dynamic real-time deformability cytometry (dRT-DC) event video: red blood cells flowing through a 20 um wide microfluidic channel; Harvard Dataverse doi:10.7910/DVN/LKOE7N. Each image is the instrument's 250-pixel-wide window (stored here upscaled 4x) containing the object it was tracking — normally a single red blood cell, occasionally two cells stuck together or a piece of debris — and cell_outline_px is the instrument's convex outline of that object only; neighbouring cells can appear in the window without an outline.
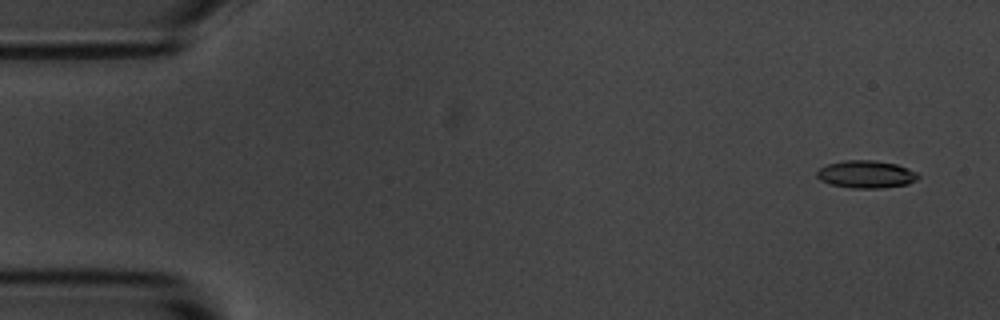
{"species": "common noctule bat (a hibernating species)", "species_latin": "Nyctalus noctula", "temperature_condition": "room temperature", "stored_images_in_passage": 5, "camera_frame_rate_fps": 3000, "um_per_image_px": 0.085, "animal": {"sex": "male", "body_mass_g": 20.1, "forearm_length_mm": 53.5}, "frame": {"image": 1, "passage_image": 1, "time_ms": 0.0, "image_size_px": [1000, 320], "cell_outline_px": [[920, 176], [916, 180], [908, 184], [880, 188], [852, 188], [832, 184], [820, 180], [816, 176], [816, 172], [820, 168], [828, 164], [844, 160], [876, 160], [896, 164], [908, 168], [916, 172]], "centroid_in_image_um": [73.63, 14.81], "position_along_channel_um": 11.4, "area_um2": 16.24}}
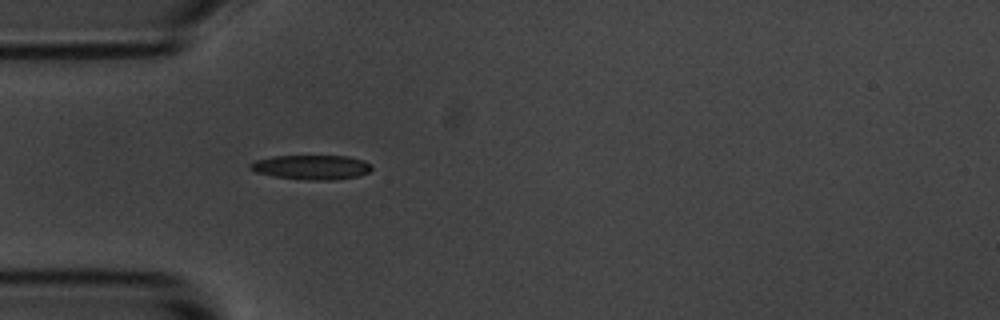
{"frame": {"image": 2, "passage_image": 5, "time_ms": 4.333, "image_size_px": [1000, 320], "cell_outline_px": [[372, 168], [368, 172], [360, 176], [332, 180], [308, 180], [276, 176], [256, 172], [248, 168], [248, 164], [256, 160], [272, 156], [348, 156], [364, 160], [372, 164]], "centroid_in_image_um": [26.5, 14.21], "position_along_channel_um": 58.5, "area_um2": 17.4}}